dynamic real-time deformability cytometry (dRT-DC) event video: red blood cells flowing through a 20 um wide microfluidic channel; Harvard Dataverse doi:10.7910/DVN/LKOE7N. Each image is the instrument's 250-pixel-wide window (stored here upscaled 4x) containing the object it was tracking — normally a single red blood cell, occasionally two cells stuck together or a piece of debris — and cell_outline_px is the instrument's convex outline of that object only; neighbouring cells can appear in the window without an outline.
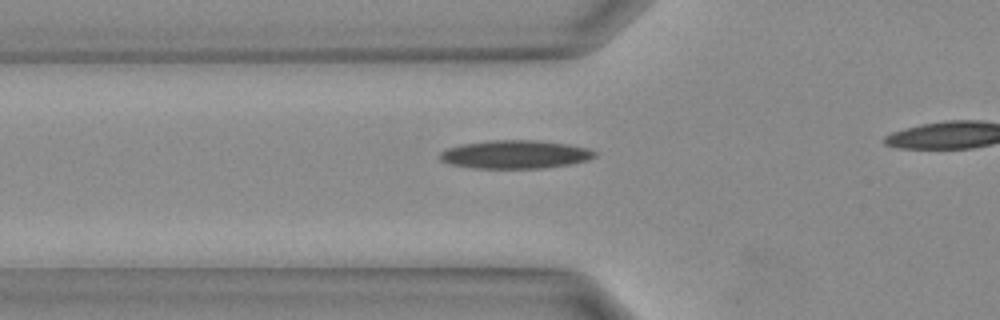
{"species": "Egyptian fruit bat (a non-hibernating species)", "species_latin": "Rousettus aegyptiacus", "temperature_condition": "warm", "stored_images_in_passage": 22, "camera_frame_rate_fps": 3000, "um_per_image_px": 0.085, "animal": {"sex": "female"}, "frame": {"image": 1, "passage_image": 4, "time_ms": 1.0, "image_size_px": [1000, 320], "cell_outline_px": [[596, 156], [588, 160], [568, 164], [540, 168], [476, 168], [452, 164], [440, 160], [440, 152], [448, 148], [460, 144], [488, 140], [540, 140], [568, 144], [588, 148], [596, 152]], "centroid_in_image_um": [43.79, 13.11], "position_along_channel_um": 82.0, "area_um2": 25.49}}
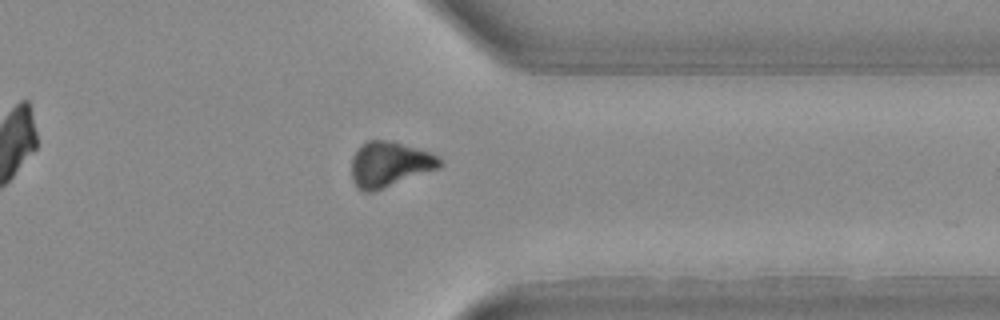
{"frame": {"image": 2, "passage_image": 19, "time_ms": 6.0, "image_size_px": [1000, 320], "cell_outline_px": [[444, 164], [440, 168], [372, 192], [364, 192], [352, 180], [352, 156], [368, 140], [384, 140], [432, 152]], "centroid_in_image_um": [33.13, 13.97], "position_along_channel_um": 378.3, "area_um2": 22.83}}